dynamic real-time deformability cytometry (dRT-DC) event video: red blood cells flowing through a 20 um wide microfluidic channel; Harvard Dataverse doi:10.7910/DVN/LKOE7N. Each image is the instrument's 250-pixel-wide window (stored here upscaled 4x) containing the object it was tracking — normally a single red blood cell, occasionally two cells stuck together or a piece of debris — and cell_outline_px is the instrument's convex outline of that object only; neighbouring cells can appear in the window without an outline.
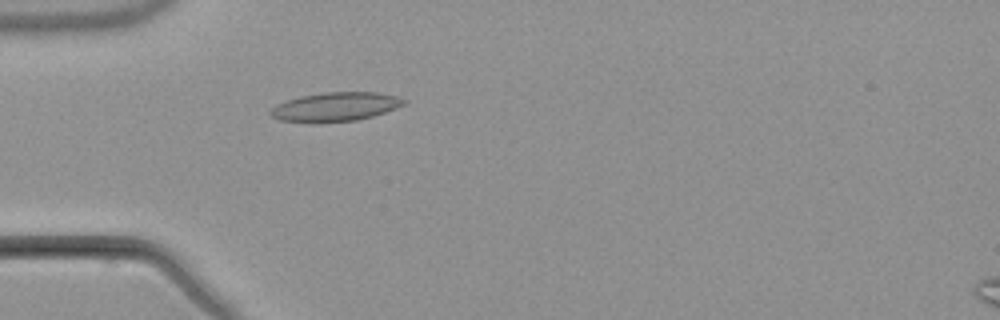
{"species": "common noctule bat (a hibernating species)", "species_latin": "Nyctalus noctula", "temperature_condition": "warm", "stored_images_in_passage": 3, "camera_frame_rate_fps": 3000, "um_per_image_px": 0.085, "animal": {"sex": "male", "body_mass_g": 21.5, "forearm_length_mm": 52.0}, "frame": {"image": 1, "passage_image": 3, "time_ms": 3.333, "image_size_px": [1000, 320], "cell_outline_px": [[408, 100], [404, 104], [384, 112], [372, 116], [356, 120], [280, 120], [272, 116], [268, 112], [276, 104], [300, 96], [324, 92], [376, 92], [396, 96]], "centroid_in_image_um": [28.54, 9.03], "position_along_channel_um": 56.5, "area_um2": 21.56}}